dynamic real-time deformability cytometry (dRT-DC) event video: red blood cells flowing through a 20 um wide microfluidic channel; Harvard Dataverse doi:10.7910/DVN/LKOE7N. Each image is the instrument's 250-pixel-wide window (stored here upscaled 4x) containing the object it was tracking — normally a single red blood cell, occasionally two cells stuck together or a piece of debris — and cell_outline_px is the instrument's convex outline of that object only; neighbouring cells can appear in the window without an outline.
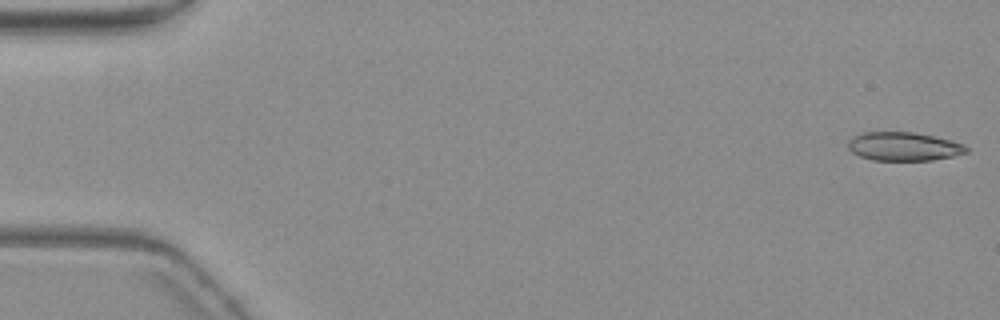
{"species": "common noctule bat (a hibernating species)", "species_latin": "Nyctalus noctula", "temperature_condition": "warm", "stored_images_in_passage": 6, "camera_frame_rate_fps": 3000, "um_per_image_px": 0.085, "animal": {"sex": "female", "body_mass_g": 19.3, "forearm_length_mm": 54.1}, "frame": {"image": 1, "passage_image": 1, "time_ms": 0.0, "image_size_px": [1000, 320], "cell_outline_px": [[968, 152], [952, 156], [932, 160], [872, 160], [860, 156], [852, 152], [848, 148], [848, 140], [852, 136], [864, 132], [912, 132], [952, 140], [964, 144], [968, 148]], "centroid_in_image_um": [76.8, 12.44], "position_along_channel_um": 8.2, "area_um2": 19.71}}
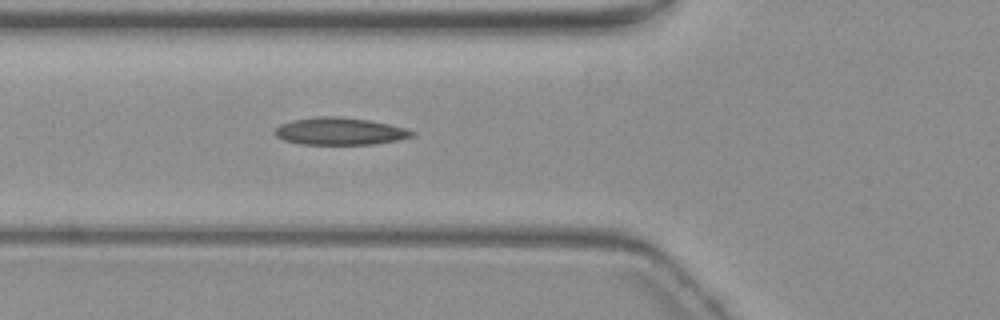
{"frame": {"image": 2, "passage_image": 6, "time_ms": 6.667, "image_size_px": [1000, 320], "cell_outline_px": [[416, 132], [412, 136], [400, 140], [372, 144], [300, 144], [284, 140], [276, 136], [272, 132], [280, 124], [292, 120], [316, 116], [340, 116], [368, 120], [408, 128]], "centroid_in_image_um": [28.88, 11.15], "position_along_channel_um": 96.9, "area_um2": 21.96}}